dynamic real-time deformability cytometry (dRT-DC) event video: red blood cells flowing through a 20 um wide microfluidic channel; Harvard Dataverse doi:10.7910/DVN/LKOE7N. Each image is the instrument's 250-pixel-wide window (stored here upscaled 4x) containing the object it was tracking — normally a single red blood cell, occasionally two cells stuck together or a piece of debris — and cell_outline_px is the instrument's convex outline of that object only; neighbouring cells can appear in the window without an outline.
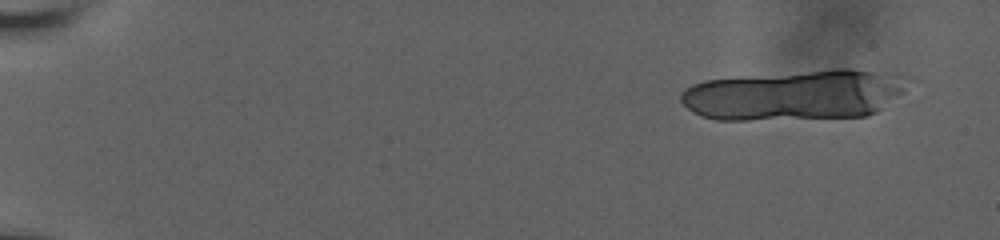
{"species": "human", "species_latin": "Homo sapiens", "temperature_condition": "room temperature", "stored_images_in_passage": 25, "camera_frame_rate_fps": 3000, "um_per_image_px": 0.085, "donor": {"sex": "male"}, "frame": {"image": 1, "passage_image": 4, "time_ms": 1.0, "image_size_px": [1000, 240], "cell_outline_px": [[904, 92], [876, 112], [864, 116], [748, 120], [716, 120], [700, 116], [692, 112], [680, 100], [680, 92], [684, 88], [692, 84], [704, 80], [836, 68], [848, 68], [904, 76]], "centroid_in_image_um": [67.47, 8.07], "position_along_channel_um": 17.5, "area_um2": 66.3}}
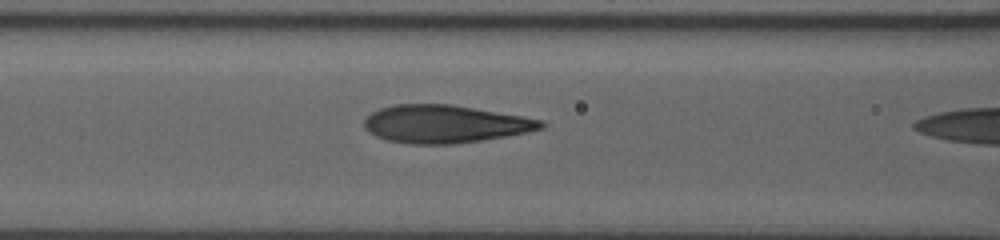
{"frame": {"image": 2, "passage_image": 24, "time_ms": 7.667, "image_size_px": [1000, 240], "cell_outline_px": [[548, 124], [544, 128], [528, 132], [508, 136], [452, 144], [408, 144], [388, 140], [376, 136], [368, 132], [364, 128], [364, 120], [372, 112], [380, 108], [396, 104], [452, 104], [520, 116], [540, 120]], "centroid_in_image_um": [37.8, 10.54], "position_along_channel_um": 128.8, "area_um2": 38.9}}